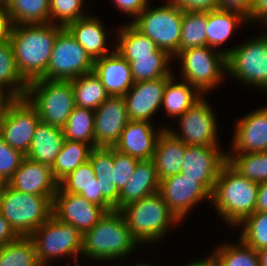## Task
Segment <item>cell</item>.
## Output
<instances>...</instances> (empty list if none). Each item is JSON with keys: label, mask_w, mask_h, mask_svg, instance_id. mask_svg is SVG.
<instances>
[{"label": "cell", "mask_w": 267, "mask_h": 266, "mask_svg": "<svg viewBox=\"0 0 267 266\" xmlns=\"http://www.w3.org/2000/svg\"><path fill=\"white\" fill-rule=\"evenodd\" d=\"M59 24L12 25L8 40L11 43L18 71L27 81L39 79L49 64Z\"/></svg>", "instance_id": "1"}, {"label": "cell", "mask_w": 267, "mask_h": 266, "mask_svg": "<svg viewBox=\"0 0 267 266\" xmlns=\"http://www.w3.org/2000/svg\"><path fill=\"white\" fill-rule=\"evenodd\" d=\"M258 188V183L242 176L226 162L220 170L210 200L228 223L237 225L256 211Z\"/></svg>", "instance_id": "2"}, {"label": "cell", "mask_w": 267, "mask_h": 266, "mask_svg": "<svg viewBox=\"0 0 267 266\" xmlns=\"http://www.w3.org/2000/svg\"><path fill=\"white\" fill-rule=\"evenodd\" d=\"M138 241L119 210L106 212L90 229L82 234L81 254L93 260H113L131 253Z\"/></svg>", "instance_id": "3"}, {"label": "cell", "mask_w": 267, "mask_h": 266, "mask_svg": "<svg viewBox=\"0 0 267 266\" xmlns=\"http://www.w3.org/2000/svg\"><path fill=\"white\" fill-rule=\"evenodd\" d=\"M53 197L23 193L3 184L0 213L19 236H30L52 216Z\"/></svg>", "instance_id": "4"}, {"label": "cell", "mask_w": 267, "mask_h": 266, "mask_svg": "<svg viewBox=\"0 0 267 266\" xmlns=\"http://www.w3.org/2000/svg\"><path fill=\"white\" fill-rule=\"evenodd\" d=\"M25 98L37 110L41 122L61 129L75 107L71 80H33L28 82Z\"/></svg>", "instance_id": "5"}, {"label": "cell", "mask_w": 267, "mask_h": 266, "mask_svg": "<svg viewBox=\"0 0 267 266\" xmlns=\"http://www.w3.org/2000/svg\"><path fill=\"white\" fill-rule=\"evenodd\" d=\"M120 212L138 242L158 241L169 225L180 222L158 192L124 206Z\"/></svg>", "instance_id": "6"}, {"label": "cell", "mask_w": 267, "mask_h": 266, "mask_svg": "<svg viewBox=\"0 0 267 266\" xmlns=\"http://www.w3.org/2000/svg\"><path fill=\"white\" fill-rule=\"evenodd\" d=\"M183 13V9L169 3L154 9L147 6L131 24L174 57L179 53Z\"/></svg>", "instance_id": "7"}, {"label": "cell", "mask_w": 267, "mask_h": 266, "mask_svg": "<svg viewBox=\"0 0 267 266\" xmlns=\"http://www.w3.org/2000/svg\"><path fill=\"white\" fill-rule=\"evenodd\" d=\"M93 68L94 60L63 27L57 33L46 72L39 79L72 80L92 72Z\"/></svg>", "instance_id": "8"}, {"label": "cell", "mask_w": 267, "mask_h": 266, "mask_svg": "<svg viewBox=\"0 0 267 266\" xmlns=\"http://www.w3.org/2000/svg\"><path fill=\"white\" fill-rule=\"evenodd\" d=\"M183 81L193 85L201 94L214 88L227 71L226 55L209 46L191 47L180 51ZM221 78V79H220Z\"/></svg>", "instance_id": "9"}, {"label": "cell", "mask_w": 267, "mask_h": 266, "mask_svg": "<svg viewBox=\"0 0 267 266\" xmlns=\"http://www.w3.org/2000/svg\"><path fill=\"white\" fill-rule=\"evenodd\" d=\"M35 246L41 266H47L51 258L76 257L82 251V234L73 225L64 224L51 216L29 236Z\"/></svg>", "instance_id": "10"}, {"label": "cell", "mask_w": 267, "mask_h": 266, "mask_svg": "<svg viewBox=\"0 0 267 266\" xmlns=\"http://www.w3.org/2000/svg\"><path fill=\"white\" fill-rule=\"evenodd\" d=\"M248 41L224 52L227 72L243 83L267 90V34Z\"/></svg>", "instance_id": "11"}, {"label": "cell", "mask_w": 267, "mask_h": 266, "mask_svg": "<svg viewBox=\"0 0 267 266\" xmlns=\"http://www.w3.org/2000/svg\"><path fill=\"white\" fill-rule=\"evenodd\" d=\"M41 122L37 110L26 98L15 99L0 120V135L11 148L26 156Z\"/></svg>", "instance_id": "12"}, {"label": "cell", "mask_w": 267, "mask_h": 266, "mask_svg": "<svg viewBox=\"0 0 267 266\" xmlns=\"http://www.w3.org/2000/svg\"><path fill=\"white\" fill-rule=\"evenodd\" d=\"M218 145H185L183 164L180 170L185 177L196 179L210 194L222 166L227 162V154L218 151Z\"/></svg>", "instance_id": "13"}, {"label": "cell", "mask_w": 267, "mask_h": 266, "mask_svg": "<svg viewBox=\"0 0 267 266\" xmlns=\"http://www.w3.org/2000/svg\"><path fill=\"white\" fill-rule=\"evenodd\" d=\"M214 113L203 96L184 114L180 115L181 135L167 130L185 145L211 146L217 144V128Z\"/></svg>", "instance_id": "14"}, {"label": "cell", "mask_w": 267, "mask_h": 266, "mask_svg": "<svg viewBox=\"0 0 267 266\" xmlns=\"http://www.w3.org/2000/svg\"><path fill=\"white\" fill-rule=\"evenodd\" d=\"M107 211L79 194L64 192L59 186L53 197L52 216L73 225L81 234L90 230Z\"/></svg>", "instance_id": "15"}, {"label": "cell", "mask_w": 267, "mask_h": 266, "mask_svg": "<svg viewBox=\"0 0 267 266\" xmlns=\"http://www.w3.org/2000/svg\"><path fill=\"white\" fill-rule=\"evenodd\" d=\"M158 193L179 221L200 200L211 199V194L196 179L182 173L161 179Z\"/></svg>", "instance_id": "16"}, {"label": "cell", "mask_w": 267, "mask_h": 266, "mask_svg": "<svg viewBox=\"0 0 267 266\" xmlns=\"http://www.w3.org/2000/svg\"><path fill=\"white\" fill-rule=\"evenodd\" d=\"M95 147H114L129 121L123 96H109L95 111Z\"/></svg>", "instance_id": "17"}, {"label": "cell", "mask_w": 267, "mask_h": 266, "mask_svg": "<svg viewBox=\"0 0 267 266\" xmlns=\"http://www.w3.org/2000/svg\"><path fill=\"white\" fill-rule=\"evenodd\" d=\"M172 76L160 79L138 81L123 96L131 121H147L162 106L163 93Z\"/></svg>", "instance_id": "18"}, {"label": "cell", "mask_w": 267, "mask_h": 266, "mask_svg": "<svg viewBox=\"0 0 267 266\" xmlns=\"http://www.w3.org/2000/svg\"><path fill=\"white\" fill-rule=\"evenodd\" d=\"M7 185L14 190L41 196H54L58 182L54 179L51 167L24 158Z\"/></svg>", "instance_id": "19"}, {"label": "cell", "mask_w": 267, "mask_h": 266, "mask_svg": "<svg viewBox=\"0 0 267 266\" xmlns=\"http://www.w3.org/2000/svg\"><path fill=\"white\" fill-rule=\"evenodd\" d=\"M151 125L150 121L129 120L113 148L139 160L153 159L157 139L165 127L155 133Z\"/></svg>", "instance_id": "20"}, {"label": "cell", "mask_w": 267, "mask_h": 266, "mask_svg": "<svg viewBox=\"0 0 267 266\" xmlns=\"http://www.w3.org/2000/svg\"><path fill=\"white\" fill-rule=\"evenodd\" d=\"M236 127L233 154L267 151V106L246 115Z\"/></svg>", "instance_id": "21"}, {"label": "cell", "mask_w": 267, "mask_h": 266, "mask_svg": "<svg viewBox=\"0 0 267 266\" xmlns=\"http://www.w3.org/2000/svg\"><path fill=\"white\" fill-rule=\"evenodd\" d=\"M93 72L100 78L109 96H124L135 83L130 63L115 50L94 60Z\"/></svg>", "instance_id": "22"}, {"label": "cell", "mask_w": 267, "mask_h": 266, "mask_svg": "<svg viewBox=\"0 0 267 266\" xmlns=\"http://www.w3.org/2000/svg\"><path fill=\"white\" fill-rule=\"evenodd\" d=\"M58 186L67 193L79 194L87 201L103 207L107 212L114 207L103 197L101 186L89 160L63 178Z\"/></svg>", "instance_id": "23"}, {"label": "cell", "mask_w": 267, "mask_h": 266, "mask_svg": "<svg viewBox=\"0 0 267 266\" xmlns=\"http://www.w3.org/2000/svg\"><path fill=\"white\" fill-rule=\"evenodd\" d=\"M160 180L154 161L141 160L128 183L120 192L118 210L158 192Z\"/></svg>", "instance_id": "24"}, {"label": "cell", "mask_w": 267, "mask_h": 266, "mask_svg": "<svg viewBox=\"0 0 267 266\" xmlns=\"http://www.w3.org/2000/svg\"><path fill=\"white\" fill-rule=\"evenodd\" d=\"M64 141L65 138L61 128L40 122L25 157L31 161L52 167Z\"/></svg>", "instance_id": "25"}, {"label": "cell", "mask_w": 267, "mask_h": 266, "mask_svg": "<svg viewBox=\"0 0 267 266\" xmlns=\"http://www.w3.org/2000/svg\"><path fill=\"white\" fill-rule=\"evenodd\" d=\"M184 153L185 144L165 128L157 139L152 159L159 180L180 173Z\"/></svg>", "instance_id": "26"}, {"label": "cell", "mask_w": 267, "mask_h": 266, "mask_svg": "<svg viewBox=\"0 0 267 266\" xmlns=\"http://www.w3.org/2000/svg\"><path fill=\"white\" fill-rule=\"evenodd\" d=\"M66 28L93 60L109 55L105 47L106 31L100 20L87 16L69 23Z\"/></svg>", "instance_id": "27"}, {"label": "cell", "mask_w": 267, "mask_h": 266, "mask_svg": "<svg viewBox=\"0 0 267 266\" xmlns=\"http://www.w3.org/2000/svg\"><path fill=\"white\" fill-rule=\"evenodd\" d=\"M89 162L101 186L103 197L118 210L120 191L114 185L113 147H95L92 149Z\"/></svg>", "instance_id": "28"}, {"label": "cell", "mask_w": 267, "mask_h": 266, "mask_svg": "<svg viewBox=\"0 0 267 266\" xmlns=\"http://www.w3.org/2000/svg\"><path fill=\"white\" fill-rule=\"evenodd\" d=\"M248 18L236 11L215 9L207 11V46L212 49L221 46L233 33L236 24Z\"/></svg>", "instance_id": "29"}, {"label": "cell", "mask_w": 267, "mask_h": 266, "mask_svg": "<svg viewBox=\"0 0 267 266\" xmlns=\"http://www.w3.org/2000/svg\"><path fill=\"white\" fill-rule=\"evenodd\" d=\"M173 78L165 86L162 106L170 116L179 117L201 98V93L188 82L175 83Z\"/></svg>", "instance_id": "30"}, {"label": "cell", "mask_w": 267, "mask_h": 266, "mask_svg": "<svg viewBox=\"0 0 267 266\" xmlns=\"http://www.w3.org/2000/svg\"><path fill=\"white\" fill-rule=\"evenodd\" d=\"M92 149L91 144L65 139L62 149L51 167L54 179L59 183L69 173L87 162Z\"/></svg>", "instance_id": "31"}, {"label": "cell", "mask_w": 267, "mask_h": 266, "mask_svg": "<svg viewBox=\"0 0 267 266\" xmlns=\"http://www.w3.org/2000/svg\"><path fill=\"white\" fill-rule=\"evenodd\" d=\"M75 106L96 110L108 97L100 78L92 71L71 80Z\"/></svg>", "instance_id": "32"}, {"label": "cell", "mask_w": 267, "mask_h": 266, "mask_svg": "<svg viewBox=\"0 0 267 266\" xmlns=\"http://www.w3.org/2000/svg\"><path fill=\"white\" fill-rule=\"evenodd\" d=\"M8 87V91L15 99L25 98L28 82L18 71L15 56L10 41L0 42V87ZM13 87V88H12Z\"/></svg>", "instance_id": "33"}, {"label": "cell", "mask_w": 267, "mask_h": 266, "mask_svg": "<svg viewBox=\"0 0 267 266\" xmlns=\"http://www.w3.org/2000/svg\"><path fill=\"white\" fill-rule=\"evenodd\" d=\"M12 25L49 23L50 0H5Z\"/></svg>", "instance_id": "34"}, {"label": "cell", "mask_w": 267, "mask_h": 266, "mask_svg": "<svg viewBox=\"0 0 267 266\" xmlns=\"http://www.w3.org/2000/svg\"><path fill=\"white\" fill-rule=\"evenodd\" d=\"M118 45L115 51L126 60H134V56L151 55L153 52H166L147 36L143 35L131 23L119 31Z\"/></svg>", "instance_id": "35"}, {"label": "cell", "mask_w": 267, "mask_h": 266, "mask_svg": "<svg viewBox=\"0 0 267 266\" xmlns=\"http://www.w3.org/2000/svg\"><path fill=\"white\" fill-rule=\"evenodd\" d=\"M170 58L173 57L167 52H153L151 55L134 56V60H127L134 82L172 76L167 67Z\"/></svg>", "instance_id": "36"}, {"label": "cell", "mask_w": 267, "mask_h": 266, "mask_svg": "<svg viewBox=\"0 0 267 266\" xmlns=\"http://www.w3.org/2000/svg\"><path fill=\"white\" fill-rule=\"evenodd\" d=\"M94 122V110L75 106L62 128L64 138L70 141L91 143V146L95 148Z\"/></svg>", "instance_id": "37"}, {"label": "cell", "mask_w": 267, "mask_h": 266, "mask_svg": "<svg viewBox=\"0 0 267 266\" xmlns=\"http://www.w3.org/2000/svg\"><path fill=\"white\" fill-rule=\"evenodd\" d=\"M207 11L184 10L179 52L191 48L207 46Z\"/></svg>", "instance_id": "38"}, {"label": "cell", "mask_w": 267, "mask_h": 266, "mask_svg": "<svg viewBox=\"0 0 267 266\" xmlns=\"http://www.w3.org/2000/svg\"><path fill=\"white\" fill-rule=\"evenodd\" d=\"M0 266H41L32 239L19 236L0 247Z\"/></svg>", "instance_id": "39"}, {"label": "cell", "mask_w": 267, "mask_h": 266, "mask_svg": "<svg viewBox=\"0 0 267 266\" xmlns=\"http://www.w3.org/2000/svg\"><path fill=\"white\" fill-rule=\"evenodd\" d=\"M227 154V162L242 176L255 183L267 181V151Z\"/></svg>", "instance_id": "40"}, {"label": "cell", "mask_w": 267, "mask_h": 266, "mask_svg": "<svg viewBox=\"0 0 267 266\" xmlns=\"http://www.w3.org/2000/svg\"><path fill=\"white\" fill-rule=\"evenodd\" d=\"M239 242L236 246L224 244L217 248L213 254L217 264L219 266H260L257 250L248 247L242 241Z\"/></svg>", "instance_id": "41"}, {"label": "cell", "mask_w": 267, "mask_h": 266, "mask_svg": "<svg viewBox=\"0 0 267 266\" xmlns=\"http://www.w3.org/2000/svg\"><path fill=\"white\" fill-rule=\"evenodd\" d=\"M244 224L240 241L254 250L267 247V212L255 211L239 225Z\"/></svg>", "instance_id": "42"}, {"label": "cell", "mask_w": 267, "mask_h": 266, "mask_svg": "<svg viewBox=\"0 0 267 266\" xmlns=\"http://www.w3.org/2000/svg\"><path fill=\"white\" fill-rule=\"evenodd\" d=\"M83 0H50L49 23L56 19L60 21L59 25L66 27L69 23L80 18L86 17L81 11Z\"/></svg>", "instance_id": "43"}, {"label": "cell", "mask_w": 267, "mask_h": 266, "mask_svg": "<svg viewBox=\"0 0 267 266\" xmlns=\"http://www.w3.org/2000/svg\"><path fill=\"white\" fill-rule=\"evenodd\" d=\"M141 160L118 152L113 148L114 185L121 192L133 175Z\"/></svg>", "instance_id": "44"}, {"label": "cell", "mask_w": 267, "mask_h": 266, "mask_svg": "<svg viewBox=\"0 0 267 266\" xmlns=\"http://www.w3.org/2000/svg\"><path fill=\"white\" fill-rule=\"evenodd\" d=\"M24 158L25 155L11 148L0 135V182L2 184H7Z\"/></svg>", "instance_id": "45"}, {"label": "cell", "mask_w": 267, "mask_h": 266, "mask_svg": "<svg viewBox=\"0 0 267 266\" xmlns=\"http://www.w3.org/2000/svg\"><path fill=\"white\" fill-rule=\"evenodd\" d=\"M169 4L183 10L210 11L219 8V0H168Z\"/></svg>", "instance_id": "46"}, {"label": "cell", "mask_w": 267, "mask_h": 266, "mask_svg": "<svg viewBox=\"0 0 267 266\" xmlns=\"http://www.w3.org/2000/svg\"><path fill=\"white\" fill-rule=\"evenodd\" d=\"M252 4L253 0H219V9L236 11L249 18Z\"/></svg>", "instance_id": "47"}, {"label": "cell", "mask_w": 267, "mask_h": 266, "mask_svg": "<svg viewBox=\"0 0 267 266\" xmlns=\"http://www.w3.org/2000/svg\"><path fill=\"white\" fill-rule=\"evenodd\" d=\"M116 3V7L123 12L138 16L149 4V0H113Z\"/></svg>", "instance_id": "48"}, {"label": "cell", "mask_w": 267, "mask_h": 266, "mask_svg": "<svg viewBox=\"0 0 267 266\" xmlns=\"http://www.w3.org/2000/svg\"><path fill=\"white\" fill-rule=\"evenodd\" d=\"M11 28L12 23L9 17L8 7L4 1L0 5V42L9 38Z\"/></svg>", "instance_id": "49"}, {"label": "cell", "mask_w": 267, "mask_h": 266, "mask_svg": "<svg viewBox=\"0 0 267 266\" xmlns=\"http://www.w3.org/2000/svg\"><path fill=\"white\" fill-rule=\"evenodd\" d=\"M19 235L10 226L9 222L0 213V247L16 240Z\"/></svg>", "instance_id": "50"}, {"label": "cell", "mask_w": 267, "mask_h": 266, "mask_svg": "<svg viewBox=\"0 0 267 266\" xmlns=\"http://www.w3.org/2000/svg\"><path fill=\"white\" fill-rule=\"evenodd\" d=\"M263 20L267 25V0H253L248 20Z\"/></svg>", "instance_id": "51"}, {"label": "cell", "mask_w": 267, "mask_h": 266, "mask_svg": "<svg viewBox=\"0 0 267 266\" xmlns=\"http://www.w3.org/2000/svg\"><path fill=\"white\" fill-rule=\"evenodd\" d=\"M256 211L267 212V181L259 184Z\"/></svg>", "instance_id": "52"}, {"label": "cell", "mask_w": 267, "mask_h": 266, "mask_svg": "<svg viewBox=\"0 0 267 266\" xmlns=\"http://www.w3.org/2000/svg\"><path fill=\"white\" fill-rule=\"evenodd\" d=\"M8 93V94H6ZM15 100V98L9 94V92H4V89L0 87V120L1 117L4 115V113L7 110V107Z\"/></svg>", "instance_id": "53"}, {"label": "cell", "mask_w": 267, "mask_h": 266, "mask_svg": "<svg viewBox=\"0 0 267 266\" xmlns=\"http://www.w3.org/2000/svg\"><path fill=\"white\" fill-rule=\"evenodd\" d=\"M185 266H219V265L217 264L214 255H212L206 258L205 260L203 259L200 261H195Z\"/></svg>", "instance_id": "54"}, {"label": "cell", "mask_w": 267, "mask_h": 266, "mask_svg": "<svg viewBox=\"0 0 267 266\" xmlns=\"http://www.w3.org/2000/svg\"><path fill=\"white\" fill-rule=\"evenodd\" d=\"M257 253H258L260 266H267V247L261 250H258Z\"/></svg>", "instance_id": "55"}, {"label": "cell", "mask_w": 267, "mask_h": 266, "mask_svg": "<svg viewBox=\"0 0 267 266\" xmlns=\"http://www.w3.org/2000/svg\"><path fill=\"white\" fill-rule=\"evenodd\" d=\"M135 266H151V264H137Z\"/></svg>", "instance_id": "56"}]
</instances>
